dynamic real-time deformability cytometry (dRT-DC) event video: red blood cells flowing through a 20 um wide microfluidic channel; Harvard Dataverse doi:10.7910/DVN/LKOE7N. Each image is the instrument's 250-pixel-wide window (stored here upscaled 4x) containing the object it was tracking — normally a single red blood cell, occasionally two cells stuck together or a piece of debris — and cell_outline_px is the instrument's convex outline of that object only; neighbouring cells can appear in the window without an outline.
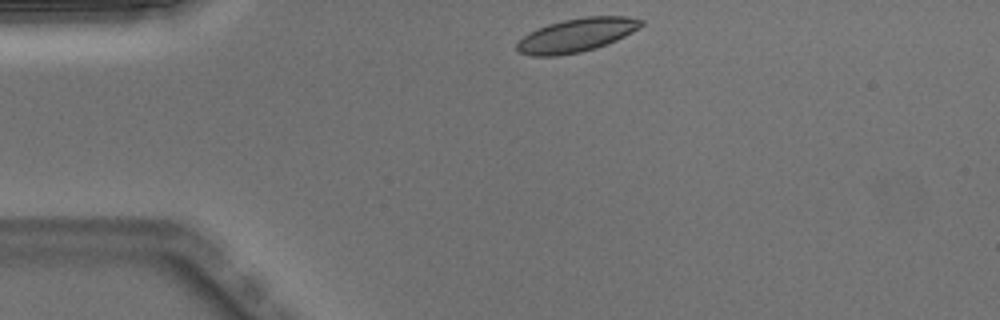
{"species": "Egyptian fruit bat (a non-hibernating species)", "species_latin": "Rousettus aegyptiacus", "temperature_condition": "warm", "stored_images_in_passage": 40, "camera_frame_rate_fps": 3000, "um_per_image_px": 0.085, "animal": {"sex": "male"}, "frame": {"image": 1, "passage_image": 1, "time_ms": 0.0, "image_size_px": [1000, 320], "cell_outline_px": [[644, 24], [640, 28], [616, 40], [596, 48], [580, 52], [560, 56], [532, 56], [516, 52], [516, 44], [528, 32], [548, 24], [564, 20], [584, 16], [628, 16], [644, 20]], "centroid_in_image_um": [49.0, 2.99], "position_along_channel_um": 36.0, "area_um2": 24.51}}
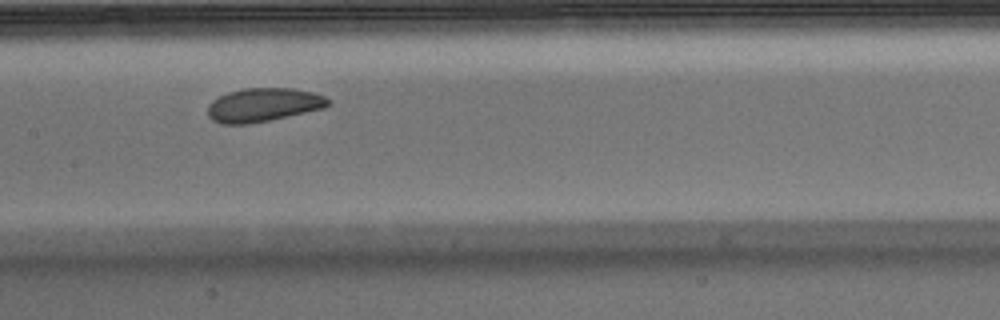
{"frame": {"image": 2, "passage_image": 15, "time_ms": 4.667, "image_size_px": [1000, 320], "cell_outline_px": [[332, 104], [324, 108], [268, 120], [248, 124], [220, 124], [212, 120], [208, 116], [208, 104], [212, 100], [228, 92], [244, 88], [292, 88], [312, 92], [324, 96], [332, 100]], "centroid_in_image_um": [22.38, 8.91], "position_along_channel_um": 185.0, "area_um2": 23.64}}
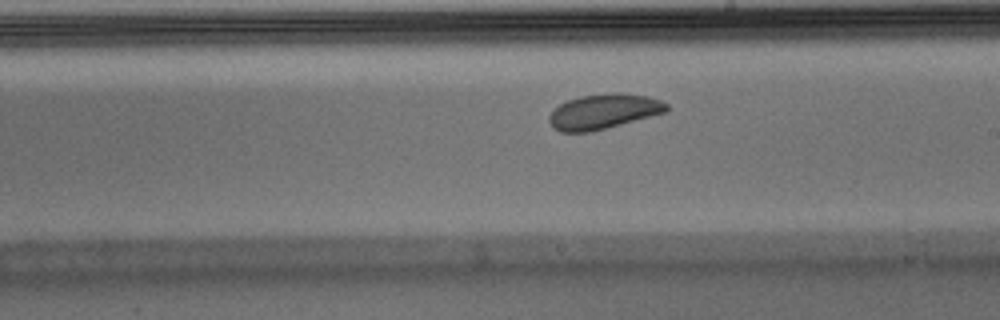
{"frame": {"image": 3, "passage_image": 19, "time_ms": 6.0, "image_size_px": [1000, 320], "cell_outline_px": [[672, 108], [668, 112], [592, 132], [560, 132], [552, 128], [548, 120], [548, 116], [552, 108], [568, 100], [580, 96], [612, 92], [620, 92], [648, 96], [660, 100], [668, 104]], "centroid_in_image_um": [51.31, 9.48], "position_along_channel_um": 237.7, "area_um2": 24.51}, "authors_computed_cell_mechanics": {"area_um2": 24.5072, "velocity_mm_per_s": 3.9636, "shape_relaxation_time_tau1_ms": 5.8764, "shape_relaxation_time_tau2_ms": 8.1746, "deformation_change_tau1": 0.1168, "deformation_change_tau2": 0.1451}}